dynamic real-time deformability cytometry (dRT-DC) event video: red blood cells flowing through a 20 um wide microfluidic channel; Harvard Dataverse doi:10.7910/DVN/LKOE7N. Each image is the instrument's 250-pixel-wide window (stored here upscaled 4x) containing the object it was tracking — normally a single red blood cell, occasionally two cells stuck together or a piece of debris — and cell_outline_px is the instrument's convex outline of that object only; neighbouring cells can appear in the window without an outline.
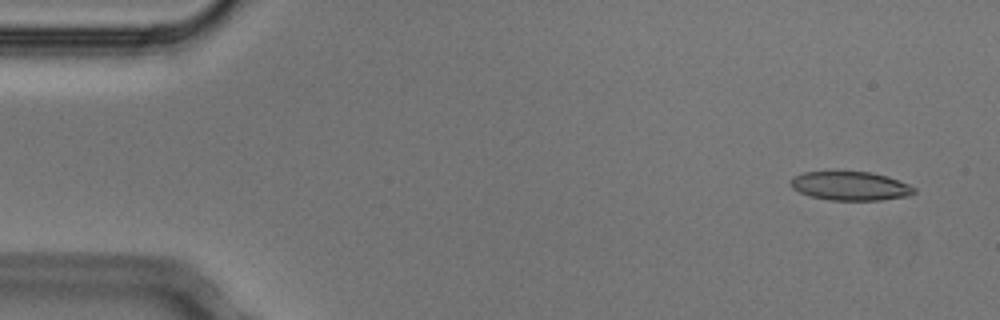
{"species": "Egyptian fruit bat (a non-hibernating species)", "species_latin": "Rousettus aegyptiacus", "temperature_condition": "cold", "stored_images_in_passage": 5, "camera_frame_rate_fps": 3000, "um_per_image_px": 0.085, "animal": {"sex": "male"}, "frame": {"image": 1, "passage_image": 1, "time_ms": 0.0, "image_size_px": [1000, 320], "cell_outline_px": [[916, 192], [908, 196], [880, 200], [828, 200], [808, 196], [792, 188], [788, 184], [788, 180], [792, 176], [804, 172], [872, 172], [888, 176], [908, 184], [916, 188]], "centroid_in_image_um": [72.24, 15.81], "position_along_channel_um": 12.8, "area_um2": 20.98}}